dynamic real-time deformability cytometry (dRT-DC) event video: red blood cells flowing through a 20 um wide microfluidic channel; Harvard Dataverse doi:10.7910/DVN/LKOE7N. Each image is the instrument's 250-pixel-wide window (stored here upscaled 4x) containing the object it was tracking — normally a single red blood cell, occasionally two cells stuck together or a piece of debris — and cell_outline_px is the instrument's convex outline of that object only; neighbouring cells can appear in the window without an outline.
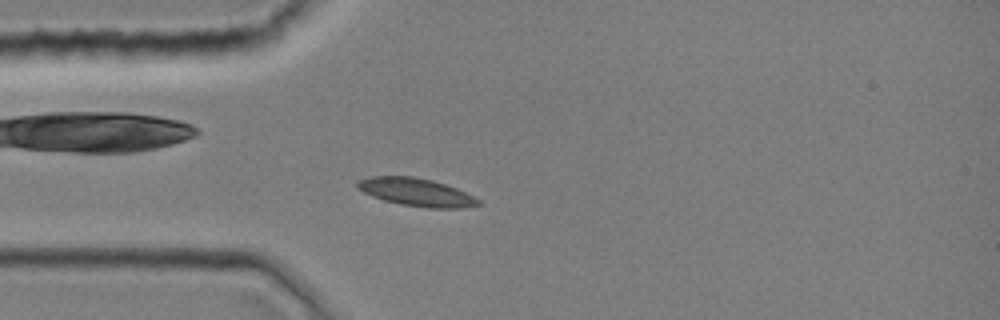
{"species": "common noctule bat (a hibernating species)", "species_latin": "Nyctalus noctula", "temperature_condition": "room temperature", "stored_images_in_passage": 10, "camera_frame_rate_fps": 3000, "um_per_image_px": 0.085, "animal": {"sex": "female", "body_mass_g": 19.0, "forearm_length_mm": 51.5}, "frame": {"image": 1, "passage_image": 10, "time_ms": 3.0, "image_size_px": [1000, 320], "cell_outline_px": [[480, 204], [460, 208], [428, 208], [400, 204], [384, 200], [372, 196], [356, 188], [356, 180], [372, 176], [412, 176], [432, 180], [456, 188], [480, 200]], "centroid_in_image_um": [35.33, 16.33], "position_along_channel_um": 49.7, "area_um2": 19.54}}